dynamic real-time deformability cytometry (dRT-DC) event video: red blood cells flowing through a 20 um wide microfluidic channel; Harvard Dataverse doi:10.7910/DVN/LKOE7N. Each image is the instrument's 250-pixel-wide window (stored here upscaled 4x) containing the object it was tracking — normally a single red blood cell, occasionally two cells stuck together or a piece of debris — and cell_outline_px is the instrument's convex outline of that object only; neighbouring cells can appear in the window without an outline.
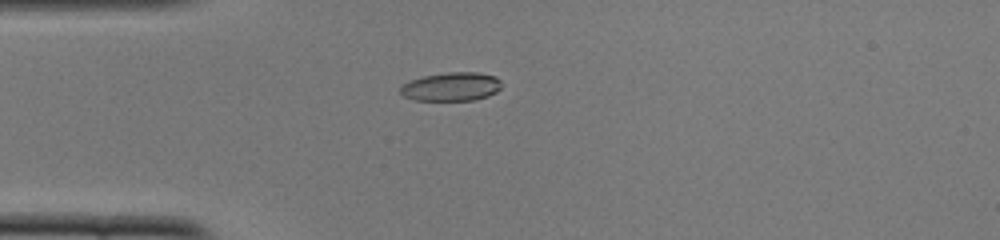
{"species": "common noctule bat (a hibernating species)", "species_latin": "Nyctalus noctula", "temperature_condition": "cold", "stored_images_in_passage": 52, "camera_frame_rate_fps": 3000, "um_per_image_px": 0.085, "animal": {"sex": "female", "body_mass_g": 22.0, "forearm_length_mm": 56.7}, "frame": {"image": 1, "passage_image": 14, "time_ms": 4.333, "image_size_px": [1000, 240], "cell_outline_px": [[500, 88], [496, 92], [488, 96], [476, 100], [412, 100], [404, 96], [400, 92], [400, 88], [404, 84], [412, 80], [424, 76], [448, 72], [476, 72], [496, 76], [500, 80]], "centroid_in_image_um": [38.38, 7.37], "position_along_channel_um": 46.6, "area_um2": 16.82}}
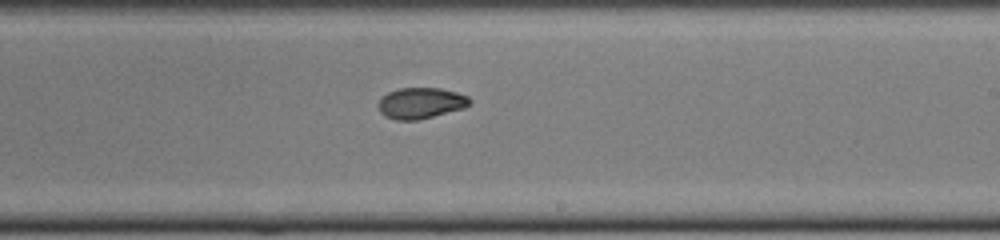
{"frame": {"image": 2, "passage_image": 31, "time_ms": 10.0, "image_size_px": [1000, 240], "cell_outline_px": [[472, 104], [464, 108], [416, 120], [396, 120], [384, 116], [380, 112], [376, 104], [388, 92], [396, 88], [440, 88], [456, 92], [468, 96], [472, 100]], "centroid_in_image_um": [35.76, 8.76], "position_along_channel_um": 253.2, "area_um2": 16.59}}
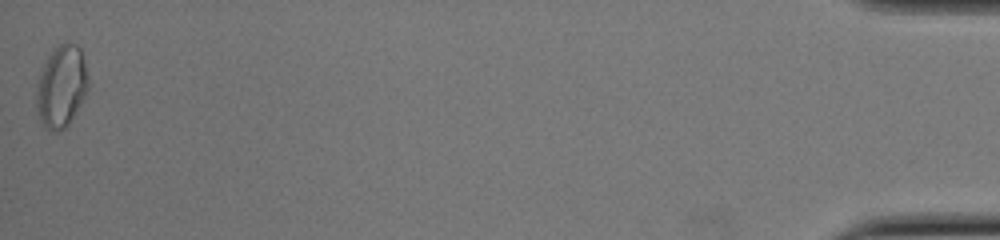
{"frame": {"image": 3, "passage_image": 52, "time_ms": 17.0, "image_size_px": [1000, 240], "cell_outline_px": [[88, 88], [76, 112], [68, 124], [64, 128], [56, 132], [52, 132], [44, 128], [36, 112], [36, 88], [44, 64], [48, 56], [60, 44], [76, 44], [80, 48], [88, 76]], "centroid_in_image_um": [5.2, 7.4], "position_along_channel_um": 430.0, "area_um2": 24.45}, "authors_computed_cell_mechanics": {"area_um2": 17.0221, "velocity_mm_per_s": 3.886, "shape_relaxation_time_tau1_ms": null, "shape_relaxation_time_tau2_ms": 1.9087, "deformation_change_tau1": null, "deformation_change_tau2": 0.0508}}